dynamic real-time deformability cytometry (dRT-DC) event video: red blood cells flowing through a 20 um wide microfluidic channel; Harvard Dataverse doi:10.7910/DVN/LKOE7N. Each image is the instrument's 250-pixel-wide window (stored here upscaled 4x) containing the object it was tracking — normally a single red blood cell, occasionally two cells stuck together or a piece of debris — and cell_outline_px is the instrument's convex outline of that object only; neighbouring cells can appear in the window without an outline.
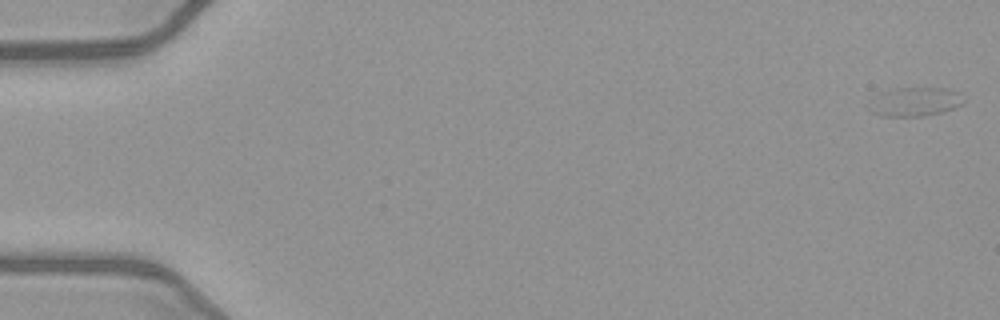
{"species": "common noctule bat (a hibernating species)", "species_latin": "Nyctalus noctula", "temperature_condition": "warm", "stored_images_in_passage": 50, "camera_frame_rate_fps": 3000, "um_per_image_px": 0.085, "animal": {"sex": "female", "body_mass_g": 21.9}, "frame": {"image": 1, "passage_image": 1, "time_ms": 0.0, "image_size_px": [1000, 320], "cell_outline_px": [[964, 104], [940, 112], [924, 116], [880, 116], [872, 112], [868, 108], [880, 92], [892, 88], [948, 88], [960, 92], [964, 100]], "centroid_in_image_um": [77.8, 8.64], "position_along_channel_um": 7.2, "area_um2": 15.9}}
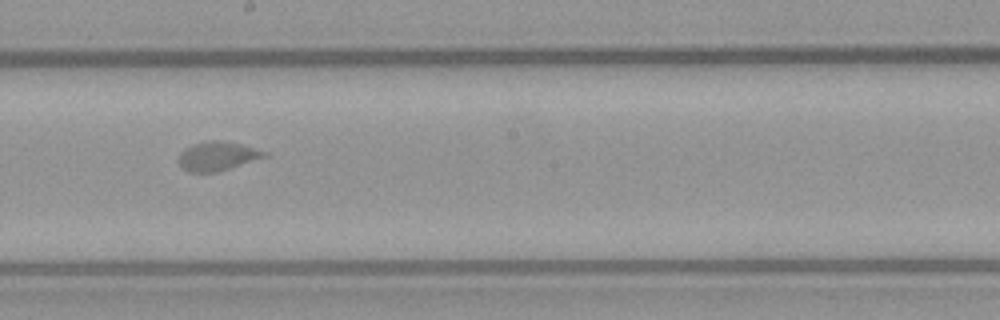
{"frame": {"image": 2, "passage_image": 29, "time_ms": 9.333, "image_size_px": [1000, 320], "cell_outline_px": [[268, 156], [216, 172], [188, 172], [180, 168], [180, 152], [184, 148], [192, 144], [208, 140], [220, 140], [240, 144], [268, 152]], "centroid_in_image_um": [18.46, 13.26], "position_along_channel_um": 229.7, "area_um2": 14.45}}
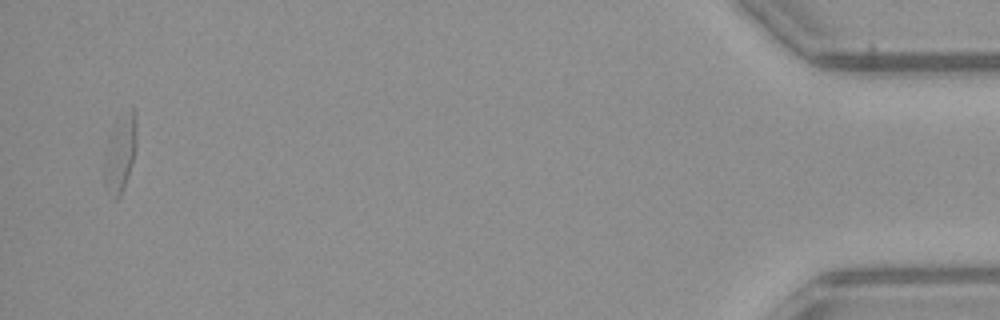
{"frame": {"image": 3, "passage_image": 50, "time_ms": 16.333, "image_size_px": [1000, 320], "cell_outline_px": [[136, 148], [120, 196], [116, 200], [112, 200], [108, 196], [104, 188], [104, 164], [108, 136], [132, 108], [136, 116]], "centroid_in_image_um": [10.18, 13.19], "position_along_channel_um": 425.0, "area_um2": 13.93}}